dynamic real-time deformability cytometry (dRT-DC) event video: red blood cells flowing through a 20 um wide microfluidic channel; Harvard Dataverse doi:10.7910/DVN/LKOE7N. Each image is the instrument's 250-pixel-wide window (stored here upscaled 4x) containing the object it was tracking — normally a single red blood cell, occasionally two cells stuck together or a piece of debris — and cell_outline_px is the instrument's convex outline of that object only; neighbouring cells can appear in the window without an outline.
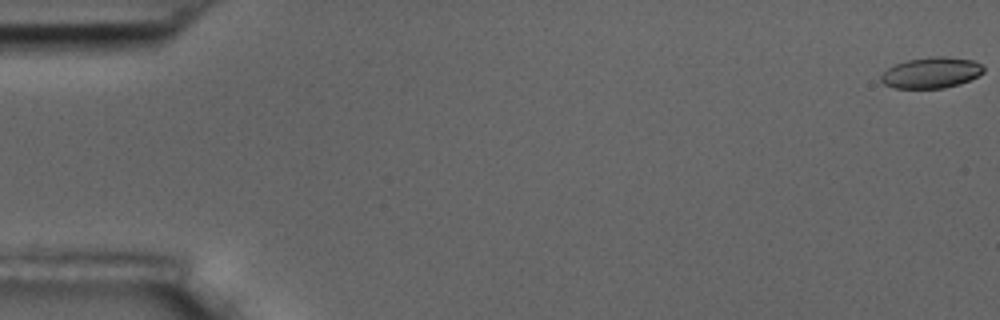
{"species": "common noctule bat (a hibernating species)", "species_latin": "Nyctalus noctula", "temperature_condition": "room temperature", "stored_images_in_passage": 57, "camera_frame_rate_fps": 3000, "um_per_image_px": 0.085, "animal": {"sex": "male", "body_mass_g": 17.5, "forearm_length_mm": 52.3}, "frame": {"image": 1, "passage_image": 1, "time_ms": 0.0, "image_size_px": [1000, 320], "cell_outline_px": [[984, 72], [960, 84], [944, 88], [892, 88], [884, 84], [880, 80], [880, 76], [888, 68], [896, 64], [908, 60], [936, 56], [944, 56], [972, 60], [980, 64], [984, 68]], "centroid_in_image_um": [79.14, 6.19], "position_along_channel_um": 5.9, "area_um2": 18.32}}
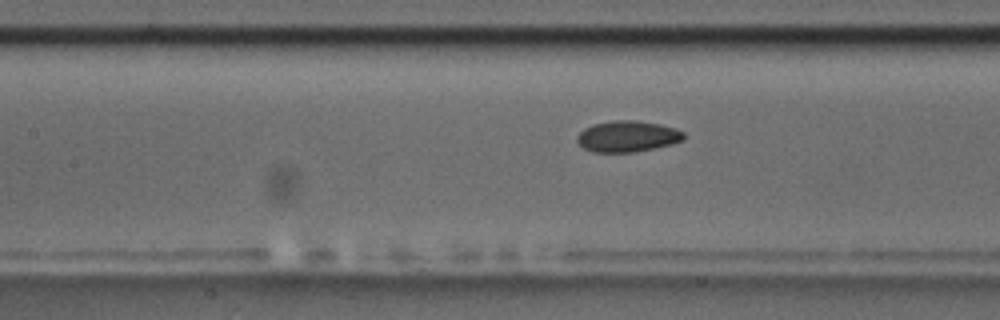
{"frame": {"image": 2, "passage_image": 26, "time_ms": 8.333, "image_size_px": [1000, 320], "cell_outline_px": [[684, 140], [672, 144], [632, 152], [592, 152], [584, 148], [576, 140], [576, 136], [584, 128], [592, 124], [612, 120], [636, 120], [660, 124], [676, 128], [684, 132]], "centroid_in_image_um": [53.32, 11.58], "position_along_channel_um": 154.1, "area_um2": 19.42}}
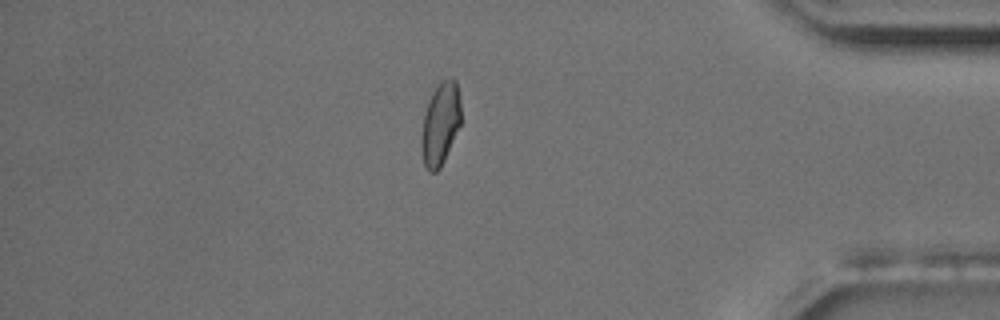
{"frame": {"image": 3, "passage_image": 49, "time_ms": 16.0, "image_size_px": [1000, 320], "cell_outline_px": [[460, 124], [444, 160], [440, 168], [436, 172], [428, 172], [424, 164], [420, 152], [420, 136], [424, 116], [428, 100], [436, 84], [440, 80], [456, 80], [460, 100]], "centroid_in_image_um": [37.39, 10.54], "position_along_channel_um": 397.8, "area_um2": 19.13}, "authors_computed_cell_mechanics": {"area_um2": 19.1318, "velocity_mm_per_s": 3.6175, "shape_relaxation_time_tau1_ms": 4.1114, "shape_relaxation_time_tau2_ms": 2.7971, "deformation_change_tau1": 0.0982, "deformation_change_tau2": 0.0515}}